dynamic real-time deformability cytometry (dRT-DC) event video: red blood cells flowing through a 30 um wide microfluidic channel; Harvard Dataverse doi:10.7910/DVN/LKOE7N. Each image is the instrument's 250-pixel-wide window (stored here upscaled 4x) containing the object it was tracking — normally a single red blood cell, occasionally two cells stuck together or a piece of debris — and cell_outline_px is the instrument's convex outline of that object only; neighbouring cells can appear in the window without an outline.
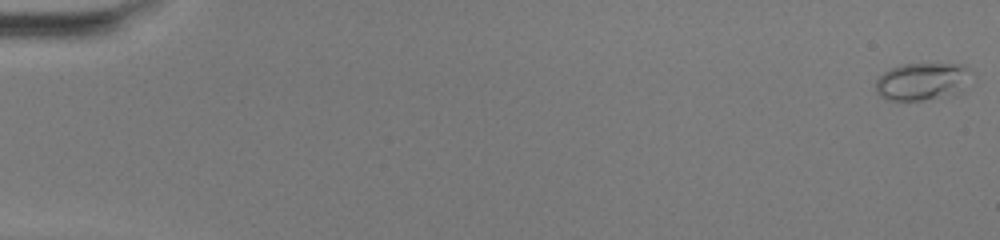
{"species": "common noctule bat (a hibernating species)", "species_latin": "Nyctalus noctula", "temperature_condition": "warm", "stored_images_in_passage": 51, "camera_frame_rate_fps": 3000, "um_per_image_px": 0.085, "animal": {"sex": "female", "body_mass_g": 20.0, "forearm_length_mm": 54.0}, "frame": {"image": 1, "passage_image": 1, "time_ms": 0.0, "image_size_px": [1000, 240], "cell_outline_px": [[964, 68], [956, 96], [920, 100], [888, 100], [880, 96], [876, 92], [876, 80], [884, 72], [900, 64], [964, 64]], "centroid_in_image_um": [78.19, 6.95], "position_along_channel_um": 6.8, "area_um2": 19.88}}
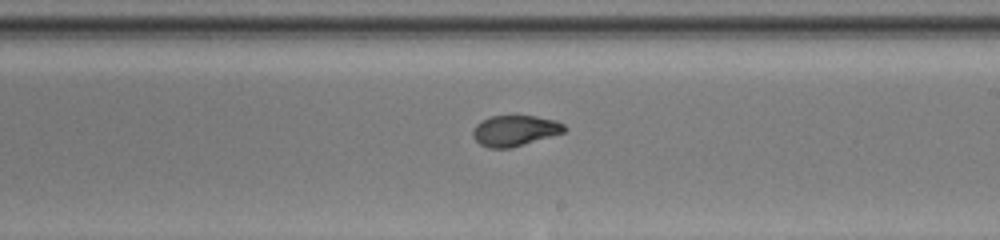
{"frame": {"image": 2, "passage_image": 31, "time_ms": 10.0, "image_size_px": [1000, 240], "cell_outline_px": [[568, 128], [564, 132], [508, 148], [488, 148], [480, 144], [472, 136], [472, 132], [476, 124], [480, 120], [492, 116], [536, 116], [556, 120], [564, 124]], "centroid_in_image_um": [43.74, 11.09], "position_along_channel_um": 245.3, "area_um2": 16.24}}
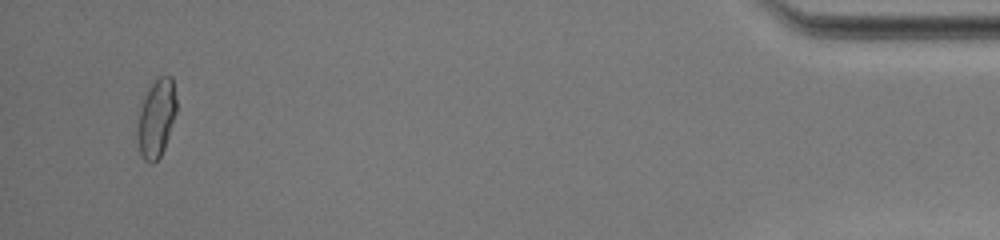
{"frame": {"image": 3, "passage_image": 49, "time_ms": 16.0, "image_size_px": [1000, 240], "cell_outline_px": [[176, 112], [164, 148], [160, 156], [152, 164], [148, 164], [144, 160], [140, 152], [136, 140], [136, 132], [140, 108], [148, 88], [156, 76], [172, 76], [176, 100]], "centroid_in_image_um": [13.27, 10.04], "position_along_channel_um": 421.9, "area_um2": 17.86}, "authors_computed_cell_mechanics": {"area_um2": 16.9932, "velocity_mm_per_s": 4.1686, "shape_relaxation_time_tau1_ms": 4.8631, "shape_relaxation_time_tau2_ms": 0.9053, "deformation_change_tau1": 0.206, "deformation_change_tau2": 0.0593}}